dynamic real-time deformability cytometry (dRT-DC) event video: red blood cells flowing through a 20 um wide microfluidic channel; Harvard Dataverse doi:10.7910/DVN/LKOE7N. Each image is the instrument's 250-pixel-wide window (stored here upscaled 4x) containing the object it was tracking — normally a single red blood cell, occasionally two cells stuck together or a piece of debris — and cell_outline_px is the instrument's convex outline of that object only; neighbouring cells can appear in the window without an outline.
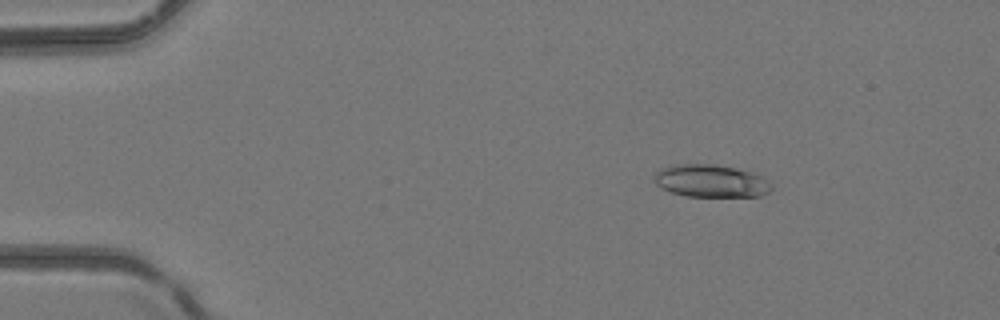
{"species": "common noctule bat (a hibernating species)", "species_latin": "Nyctalus noctula", "temperature_condition": "room temperature", "stored_images_in_passage": 4, "camera_frame_rate_fps": 3000, "um_per_image_px": 0.085, "animal": {"sex": "female", "body_mass_g": 24.6, "forearm_length_mm": 56.2}, "frame": {"image": 1, "passage_image": 2, "time_ms": 1.0, "image_size_px": [1000, 320], "cell_outline_px": [[772, 188], [768, 192], [760, 196], [684, 196], [660, 188], [656, 184], [656, 172], [660, 168], [672, 164], [712, 164], [736, 168], [752, 172], [764, 176], [772, 184]], "centroid_in_image_um": [60.45, 15.37], "position_along_channel_um": 24.6, "area_um2": 22.37}}